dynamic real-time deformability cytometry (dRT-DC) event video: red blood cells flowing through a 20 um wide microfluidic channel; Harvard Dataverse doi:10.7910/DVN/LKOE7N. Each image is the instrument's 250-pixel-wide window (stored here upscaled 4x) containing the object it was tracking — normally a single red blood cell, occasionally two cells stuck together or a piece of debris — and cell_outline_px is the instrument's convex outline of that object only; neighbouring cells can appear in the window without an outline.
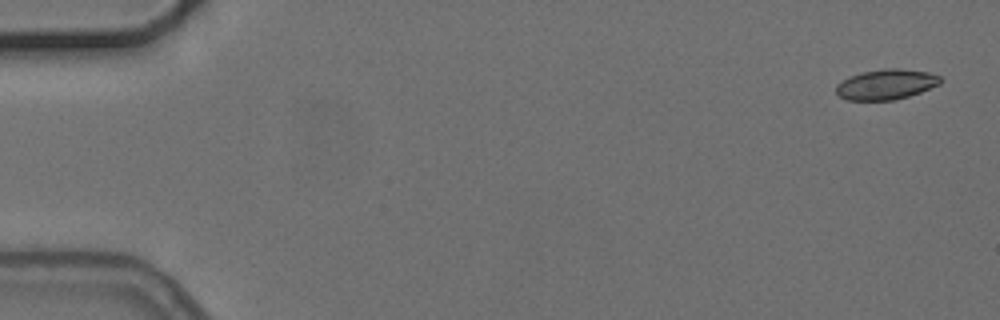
{"species": "common noctule bat (a hibernating species)", "species_latin": "Nyctalus noctula", "temperature_condition": "cold", "stored_images_in_passage": 6, "segment_of_instrument_passage": [2, 2], "camera_frame_rate_fps": 3000, "um_per_image_px": 0.085, "animal": {"sex": "female", "body_mass_g": 24.6, "forearm_length_mm": 56.2}, "frame": {"image": 1, "passage_image": 6, "time_ms": 7.0, "image_size_px": [1000, 320], "cell_outline_px": [[944, 80], [940, 84], [920, 92], [896, 100], [848, 100], [840, 96], [836, 92], [836, 84], [860, 72], [884, 68], [900, 68], [928, 72], [940, 76]], "centroid_in_image_um": [75.35, 7.16], "position_along_channel_um": 9.6, "area_um2": 18.44}}